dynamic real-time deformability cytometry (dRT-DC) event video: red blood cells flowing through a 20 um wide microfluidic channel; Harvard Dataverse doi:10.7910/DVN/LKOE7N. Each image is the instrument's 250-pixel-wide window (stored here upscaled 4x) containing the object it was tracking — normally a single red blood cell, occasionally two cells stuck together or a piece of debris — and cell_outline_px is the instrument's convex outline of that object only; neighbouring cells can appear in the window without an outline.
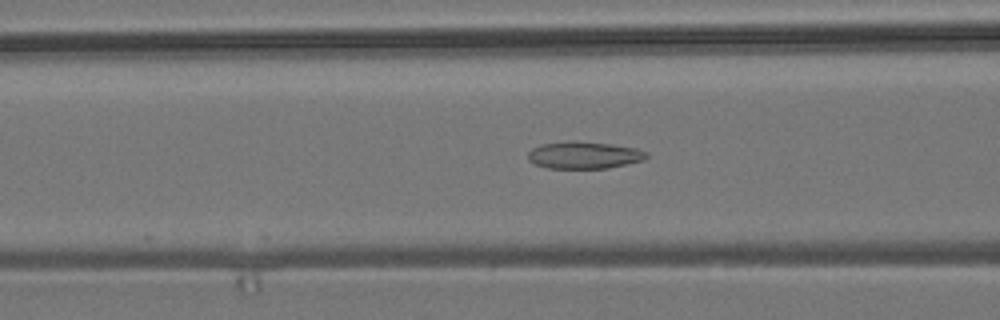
{"species": "common noctule bat (a hibernating species)", "species_latin": "Nyctalus noctula", "temperature_condition": "room temperature", "stored_images_in_passage": 46, "camera_frame_rate_fps": 3000, "um_per_image_px": 0.085, "animal": {"sex": "male", "body_mass_g": 19.2, "forearm_length_mm": 51.8}, "frame": {"image": 1, "passage_image": 12, "time_ms": 3.667, "image_size_px": [1000, 320], "cell_outline_px": [[648, 156], [644, 160], [608, 168], [548, 168], [536, 164], [528, 160], [528, 152], [532, 148], [540, 144], [568, 140], [612, 144], [636, 148], [648, 152]], "centroid_in_image_um": [49.64, 13.17], "position_along_channel_um": 117.0, "area_um2": 18.84}}
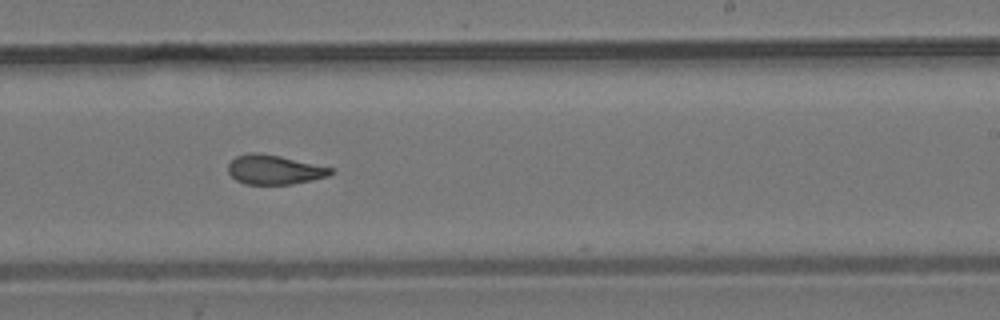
{"frame": {"image": 2, "passage_image": 24, "time_ms": 7.667, "image_size_px": [1000, 320], "cell_outline_px": [[336, 172], [328, 176], [312, 180], [292, 184], [244, 184], [236, 180], [228, 172], [228, 164], [236, 156], [248, 152], [256, 152], [280, 156], [332, 168]], "centroid_in_image_um": [23.31, 14.42], "position_along_channel_um": 265.7, "area_um2": 17.57}}
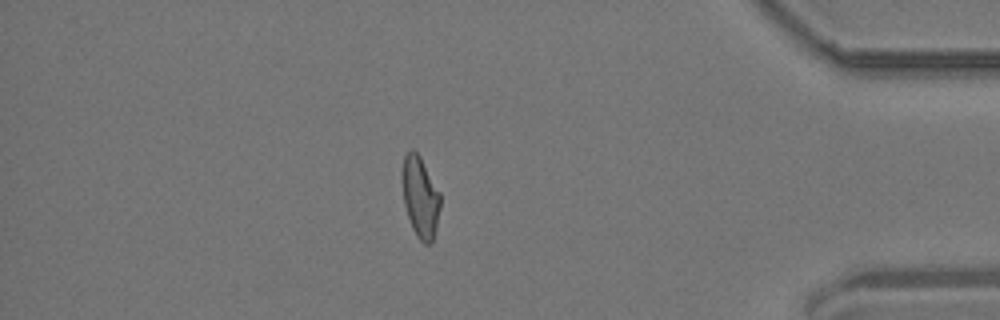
{"frame": {"image": 3, "passage_image": 38, "time_ms": 12.333, "image_size_px": [1000, 320], "cell_outline_px": [[440, 208], [436, 228], [432, 244], [424, 244], [416, 236], [412, 228], [404, 204], [400, 180], [400, 172], [404, 156], [412, 148], [420, 156], [440, 192]], "centroid_in_image_um": [35.7, 16.73], "position_along_channel_um": 399.5, "area_um2": 18.38}, "authors_computed_cell_mechanics": {"area_um2": 18.3804, "velocity_mm_per_s": 3.7162, "shape_relaxation_time_tau1_ms": null, "shape_relaxation_time_tau2_ms": 4.0485, "deformation_change_tau1": null, "deformation_change_tau2": 0.1039}}